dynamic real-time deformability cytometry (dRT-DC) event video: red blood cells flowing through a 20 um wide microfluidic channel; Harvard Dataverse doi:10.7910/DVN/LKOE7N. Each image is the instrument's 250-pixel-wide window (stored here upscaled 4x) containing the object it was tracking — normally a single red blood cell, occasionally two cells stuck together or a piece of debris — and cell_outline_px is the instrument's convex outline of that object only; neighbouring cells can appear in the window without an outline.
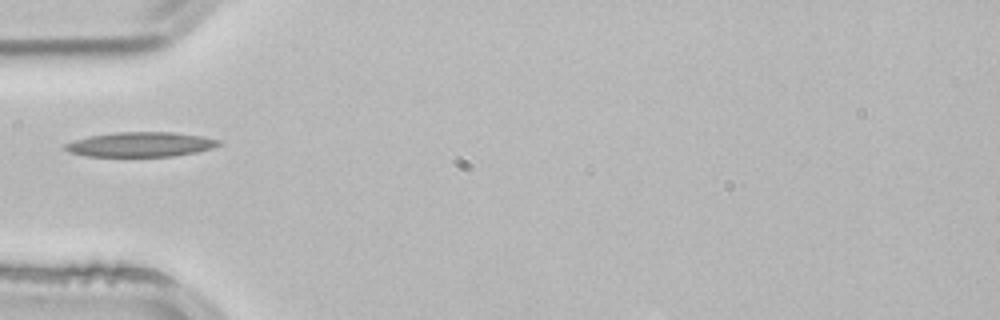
{"species": "common noctule bat (a hibernating species)", "species_latin": "Nyctalus noctula", "temperature_condition": "room temperature", "stored_images_in_passage": 1, "camera_frame_rate_fps": 3000, "um_per_image_px": 0.085, "animal": {"sex": "male", "body_mass_g": 21.5, "forearm_length_mm": 52.0}, "frame": {"image": 1, "passage_image": 1, "time_ms": 0.0, "image_size_px": [1000, 320], "cell_outline_px": [[220, 144], [212, 148], [196, 152], [172, 156], [88, 156], [68, 152], [64, 148], [64, 144], [88, 136], [116, 132], [172, 132], [200, 136], [220, 140]], "centroid_in_image_um": [11.93, 12.27], "position_along_channel_um": 73.1, "area_um2": 21.91}}